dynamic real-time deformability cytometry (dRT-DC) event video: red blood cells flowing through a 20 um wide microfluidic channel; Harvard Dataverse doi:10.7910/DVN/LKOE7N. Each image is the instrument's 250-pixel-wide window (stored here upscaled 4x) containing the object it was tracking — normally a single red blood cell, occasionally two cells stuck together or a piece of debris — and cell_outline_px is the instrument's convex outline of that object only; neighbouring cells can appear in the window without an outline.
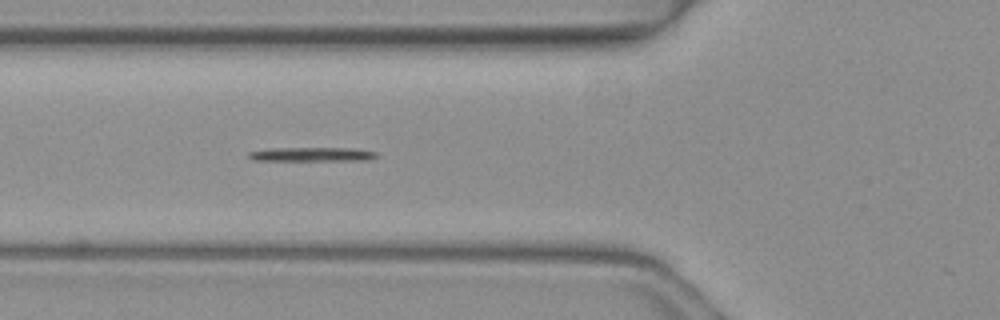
{"species": "common noctule bat (a hibernating species)", "species_latin": "Nyctalus noctula", "temperature_condition": "warm", "stored_images_in_passage": 4, "camera_frame_rate_fps": 3000, "um_per_image_px": 0.085, "animal": {"sex": "female", "body_mass_g": 19.3, "forearm_length_mm": 54.1}, "frame": {"image": 1, "passage_image": 4, "time_ms": 1.0, "image_size_px": [1000, 320], "cell_outline_px": [[380, 156], [372, 160], [252, 160], [248, 156], [248, 152], [268, 148], [356, 148], [376, 152]], "centroid_in_image_um": [26.58, 13.11], "position_along_channel_um": 99.2, "area_um2": 10.52}}